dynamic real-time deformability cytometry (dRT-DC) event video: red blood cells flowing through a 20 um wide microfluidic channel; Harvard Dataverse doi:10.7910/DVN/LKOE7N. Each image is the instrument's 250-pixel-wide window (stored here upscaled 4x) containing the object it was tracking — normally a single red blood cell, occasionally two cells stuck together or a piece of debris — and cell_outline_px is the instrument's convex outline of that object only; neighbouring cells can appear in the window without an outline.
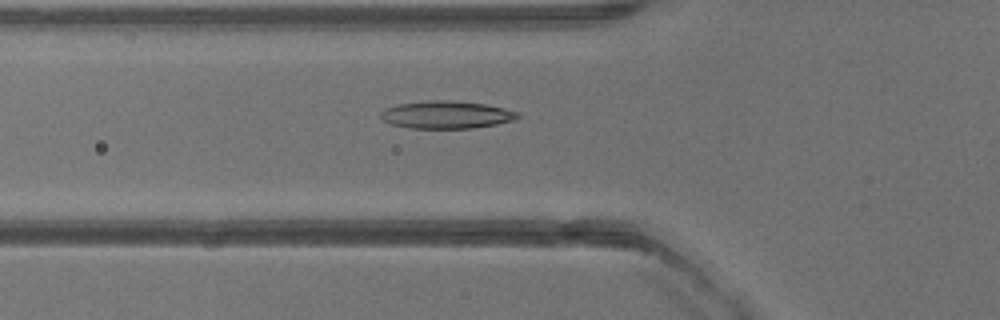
{"species": "common noctule bat (a hibernating species)", "species_latin": "Nyctalus noctula", "temperature_condition": "warm", "stored_images_in_passage": 31, "camera_frame_rate_fps": 3000, "um_per_image_px": 0.085, "animal": {"sex": "male", "body_mass_g": 13.3}, "frame": {"image": 1, "passage_image": 7, "time_ms": 2.0, "image_size_px": [1000, 320], "cell_outline_px": [[520, 116], [516, 120], [496, 124], [472, 128], [408, 128], [392, 124], [384, 120], [380, 116], [380, 112], [384, 108], [400, 104], [428, 100], [448, 100], [488, 104], [504, 108], [516, 112]], "centroid_in_image_um": [37.95, 9.75], "position_along_channel_um": 87.9, "area_um2": 22.02}}
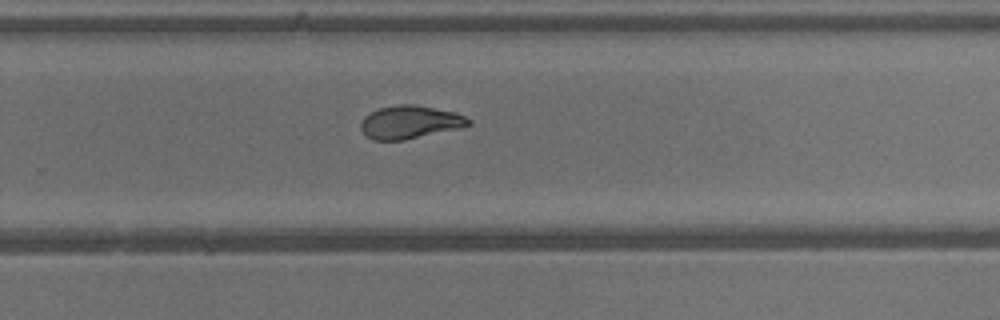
{"frame": {"image": 2, "passage_image": 19, "time_ms": 6.0, "image_size_px": [1000, 320], "cell_outline_px": [[472, 124], [456, 128], [404, 140], [372, 140], [360, 128], [360, 124], [364, 116], [380, 108], [400, 104], [412, 104], [452, 112], [464, 116], [472, 120]], "centroid_in_image_um": [34.8, 10.38], "position_along_channel_um": 295.0, "area_um2": 20.23}}
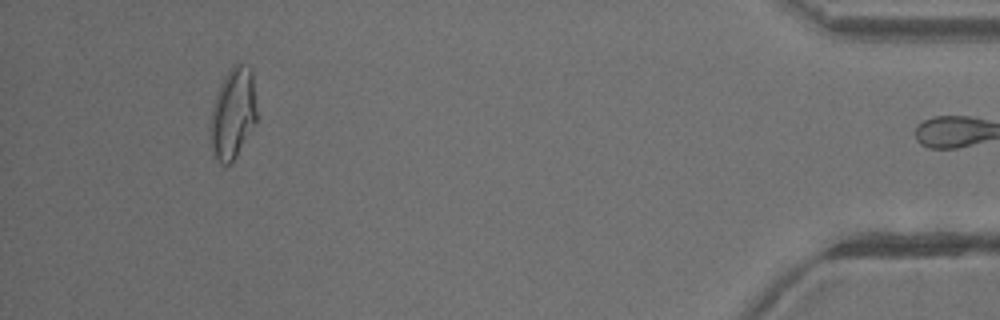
{"frame": {"image": 3, "passage_image": 30, "time_ms": 9.667, "image_size_px": [1000, 320], "cell_outline_px": [[256, 120], [232, 164], [220, 164], [216, 160], [208, 136], [208, 128], [212, 108], [220, 84], [232, 64], [240, 64], [252, 68], [256, 112]], "centroid_in_image_um": [19.76, 9.67], "position_along_channel_um": 415.4, "area_um2": 24.68}}